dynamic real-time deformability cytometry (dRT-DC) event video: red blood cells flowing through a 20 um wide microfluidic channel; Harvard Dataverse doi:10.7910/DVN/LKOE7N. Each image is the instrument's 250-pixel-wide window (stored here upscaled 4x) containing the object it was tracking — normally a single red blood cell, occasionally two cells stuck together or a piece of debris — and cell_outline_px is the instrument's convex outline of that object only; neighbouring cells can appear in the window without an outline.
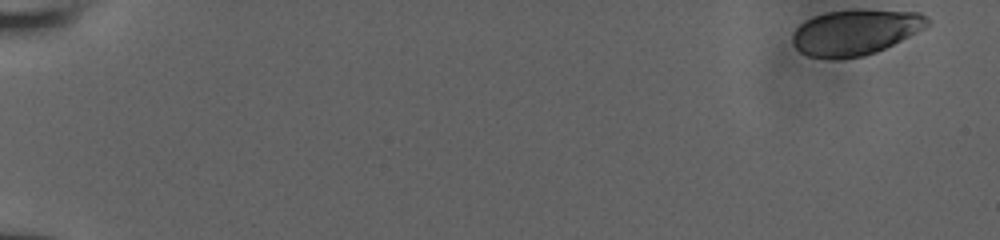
{"species": "human", "species_latin": "Homo sapiens", "temperature_condition": "room temperature", "stored_images_in_passage": 27, "camera_frame_rate_fps": 3000, "um_per_image_px": 0.085, "donor": {"sex": "male"}, "frame": {"image": 1, "passage_image": 1, "time_ms": 0.0, "image_size_px": [1000, 240], "cell_outline_px": [[932, 20], [924, 28], [876, 52], [864, 56], [808, 56], [800, 52], [792, 44], [792, 36], [796, 28], [804, 20], [812, 16], [828, 12], [920, 12], [928, 16]], "centroid_in_image_um": [72.68, 2.74], "position_along_channel_um": 12.3, "area_um2": 34.22}}
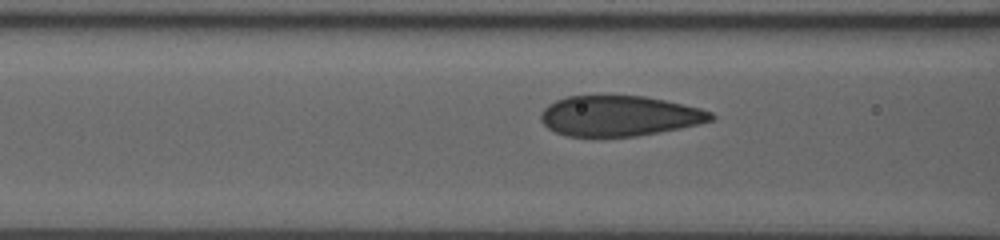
{"frame": {"image": 2, "passage_image": 20, "time_ms": 7.667, "image_size_px": [1000, 240], "cell_outline_px": [[716, 116], [712, 120], [680, 128], [636, 136], [568, 136], [556, 132], [548, 128], [540, 120], [540, 112], [548, 104], [556, 100], [568, 96], [644, 96], [684, 104], [700, 108], [712, 112]], "centroid_in_image_um": [52.62, 9.84], "position_along_channel_um": 114.0, "area_um2": 39.82}}
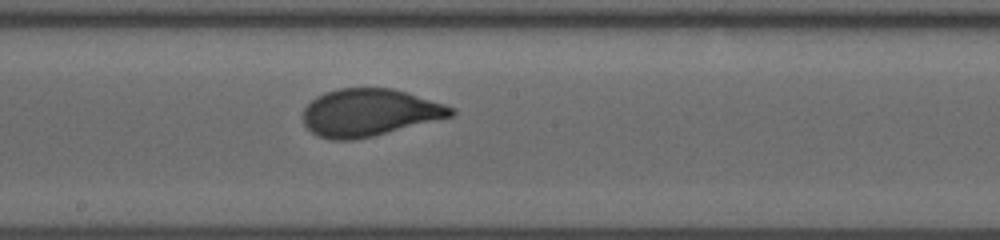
{"frame": {"image": 3, "passage_image": 27, "time_ms": 10.333, "image_size_px": [1000, 240], "cell_outline_px": [[456, 112], [452, 116], [372, 136], [352, 140], [332, 140], [320, 136], [312, 132], [304, 124], [304, 108], [316, 96], [324, 92], [340, 88], [392, 88], [408, 92], [456, 108]], "centroid_in_image_um": [31.4, 9.55], "position_along_channel_um": 216.8, "area_um2": 40.58}}